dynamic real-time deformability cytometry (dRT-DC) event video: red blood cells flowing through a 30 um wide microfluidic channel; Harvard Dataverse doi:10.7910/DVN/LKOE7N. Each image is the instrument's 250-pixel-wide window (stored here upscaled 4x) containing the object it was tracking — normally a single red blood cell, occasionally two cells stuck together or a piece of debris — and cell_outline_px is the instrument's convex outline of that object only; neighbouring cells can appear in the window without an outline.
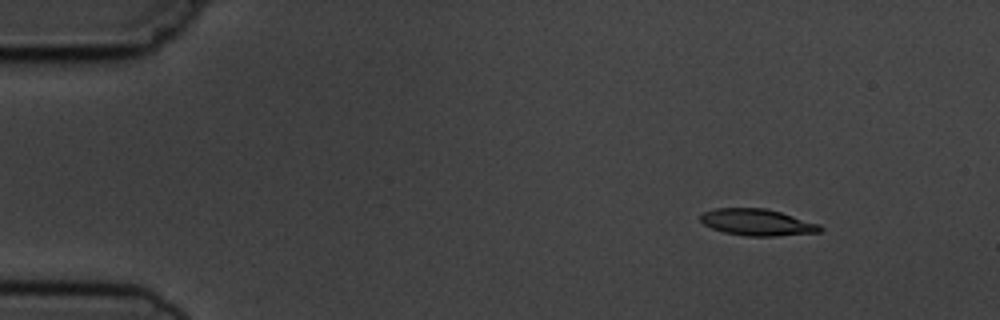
{"species": "common noctule bat (a hibernating species)", "species_latin": "Nyctalus noctula", "temperature_condition": "cold", "stored_images_in_passage": 5, "camera_frame_rate_fps": 3000, "um_per_image_px": 0.085, "animal": {"sex": "male", "body_mass_g": 19.5, "forearm_length_mm": 54.6}, "frame": {"image": 1, "passage_image": 2, "time_ms": 1.0, "image_size_px": [1000, 320], "cell_outline_px": [[824, 228], [820, 232], [776, 236], [744, 236], [724, 232], [712, 228], [704, 224], [700, 220], [700, 216], [704, 212], [716, 208], [768, 208], [820, 224]], "centroid_in_image_um": [64.39, 18.89], "position_along_channel_um": 20.6, "area_um2": 18.61}}
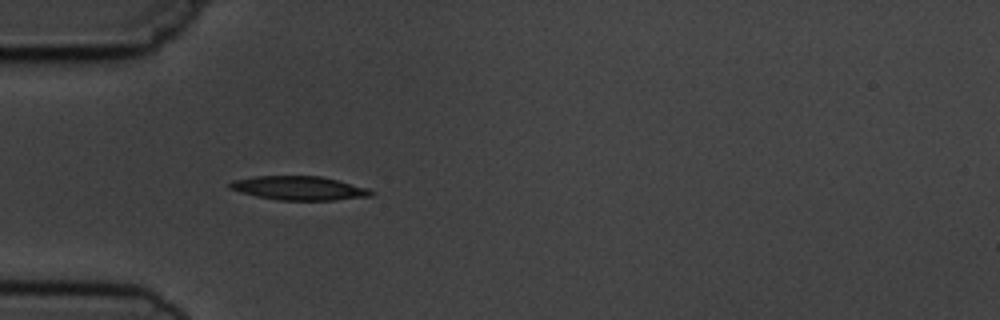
{"frame": {"image": 2, "passage_image": 4, "time_ms": 4.333, "image_size_px": [1000, 320], "cell_outline_px": [[376, 192], [372, 196], [336, 200], [280, 200], [256, 196], [240, 192], [228, 188], [228, 184], [232, 180], [252, 176], [320, 176], [368, 188]], "centroid_in_image_um": [25.4, 15.99], "position_along_channel_um": 59.6, "area_um2": 19.71}}
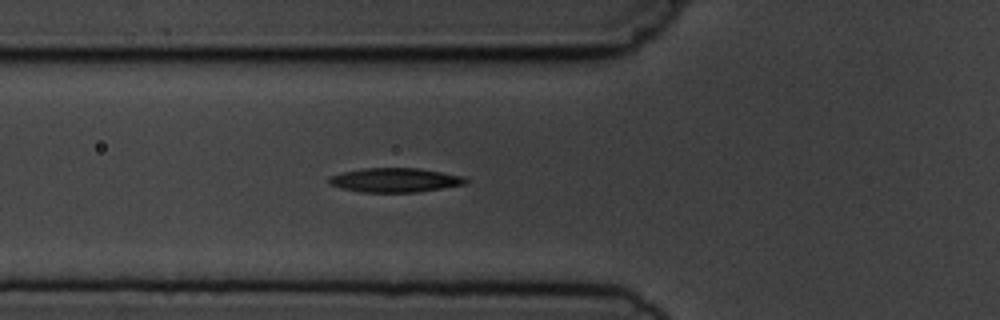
{"frame": {"image": 3, "passage_image": 5, "time_ms": 5.333, "image_size_px": [1000, 320], "cell_outline_px": [[468, 184], [416, 192], [360, 192], [340, 188], [328, 184], [328, 176], [340, 172], [364, 168], [420, 168], [464, 176], [468, 180]], "centroid_in_image_um": [33.55, 15.3], "position_along_channel_um": 92.3, "area_um2": 19.54}}